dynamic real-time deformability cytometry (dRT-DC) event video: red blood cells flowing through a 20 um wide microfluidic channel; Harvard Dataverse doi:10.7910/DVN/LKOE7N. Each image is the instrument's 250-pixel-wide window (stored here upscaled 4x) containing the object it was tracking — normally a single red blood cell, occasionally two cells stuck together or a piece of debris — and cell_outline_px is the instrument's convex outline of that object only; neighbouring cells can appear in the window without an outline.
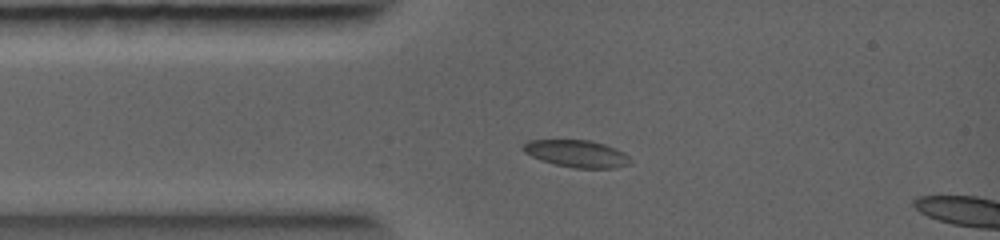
{"species": "common noctule bat (a hibernating species)", "species_latin": "Nyctalus noctula", "temperature_condition": "warm", "stored_images_in_passage": 2, "camera_frame_rate_fps": 5000, "um_per_image_px": 0.085, "animal": {"sex": "female", "body_mass_g": 19.0, "forearm_length_mm": 56.7}, "frame": {"image": 1, "passage_image": 1, "time_ms": 0.0, "image_size_px": [1000, 240], "cell_outline_px": [[632, 164], [616, 168], [576, 168], [556, 164], [540, 160], [524, 152], [520, 148], [528, 140], [588, 140], [604, 144], [616, 148], [624, 152], [632, 160]], "centroid_in_image_um": [49.05, 13.06], "position_along_channel_um": 36.0, "area_um2": 17.05}}
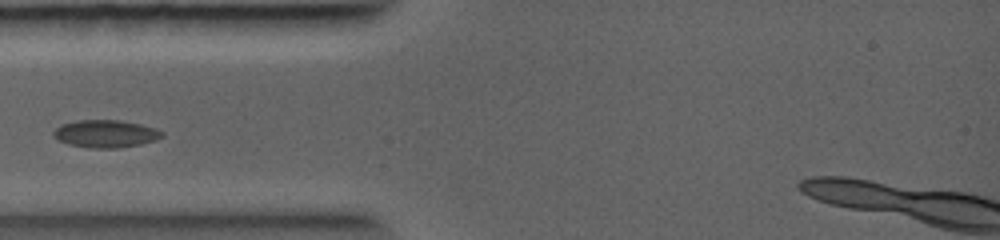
{"frame": {"image": 2, "passage_image": 2, "time_ms": 0.8, "image_size_px": [1000, 240], "cell_outline_px": [[164, 136], [156, 140], [140, 144], [116, 148], [88, 148], [68, 144], [52, 136], [52, 132], [60, 124], [76, 120], [120, 120], [140, 124], [156, 128], [164, 132]], "centroid_in_image_um": [8.97, 11.36], "position_along_channel_um": 76.0, "area_um2": 17.57}}